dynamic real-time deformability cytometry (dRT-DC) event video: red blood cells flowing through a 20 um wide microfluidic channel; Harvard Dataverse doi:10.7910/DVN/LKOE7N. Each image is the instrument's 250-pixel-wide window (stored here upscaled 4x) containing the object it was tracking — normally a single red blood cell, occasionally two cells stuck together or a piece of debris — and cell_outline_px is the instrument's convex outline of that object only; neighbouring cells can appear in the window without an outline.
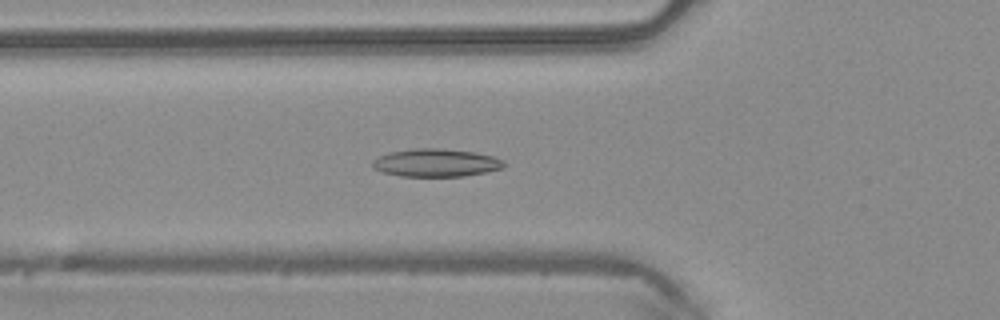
{"species": "common noctule bat (a hibernating species)", "species_latin": "Nyctalus noctula", "temperature_condition": "warm", "stored_images_in_passage": 48, "camera_frame_rate_fps": 3000, "um_per_image_px": 0.085, "animal": {"sex": "male", "body_mass_g": 20.4}, "frame": {"image": 1, "passage_image": 17, "time_ms": 5.333, "image_size_px": [1000, 320], "cell_outline_px": [[508, 164], [504, 168], [464, 176], [400, 176], [384, 172], [372, 168], [372, 160], [388, 152], [412, 148], [440, 148], [472, 152], [492, 156], [504, 160]], "centroid_in_image_um": [37.06, 13.83], "position_along_channel_um": 88.7, "area_um2": 21.44}}
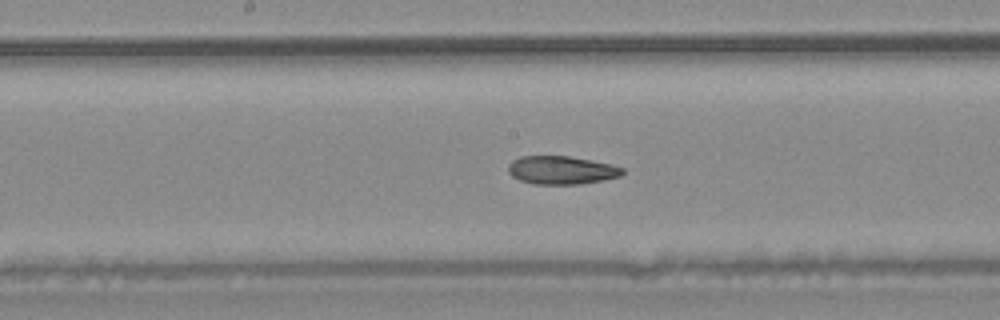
{"frame": {"image": 2, "passage_image": 25, "time_ms": 8.0, "image_size_px": [1000, 320], "cell_outline_px": [[624, 172], [620, 176], [604, 180], [580, 184], [532, 184], [520, 180], [512, 176], [508, 172], [508, 164], [512, 160], [520, 156], [568, 156], [592, 160], [612, 164], [624, 168]], "centroid_in_image_um": [47.72, 14.46], "position_along_channel_um": 200.5, "area_um2": 18.96}}
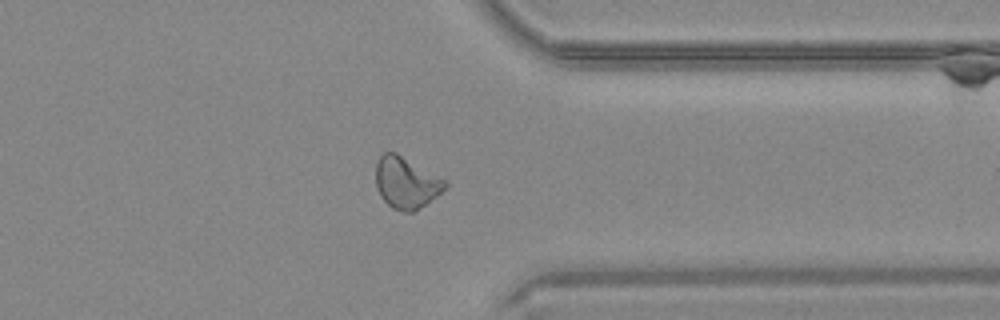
{"frame": {"image": 3, "passage_image": 38, "time_ms": 12.333, "image_size_px": [1000, 320], "cell_outline_px": [[448, 184], [436, 196], [420, 208], [412, 212], [404, 212], [392, 208], [380, 196], [376, 184], [376, 164], [380, 156], [384, 152], [396, 152], [448, 180]], "centroid_in_image_um": [34.53, 15.52], "position_along_channel_um": 376.9, "area_um2": 20.81}, "authors_computed_cell_mechanics": {"area_um2": 20.7502, "velocity_mm_per_s": 4.1657, "shape_relaxation_time_tau1_ms": null, "shape_relaxation_time_tau2_ms": 3.6961, "deformation_change_tau1": null, "deformation_change_tau2": 0.093}}